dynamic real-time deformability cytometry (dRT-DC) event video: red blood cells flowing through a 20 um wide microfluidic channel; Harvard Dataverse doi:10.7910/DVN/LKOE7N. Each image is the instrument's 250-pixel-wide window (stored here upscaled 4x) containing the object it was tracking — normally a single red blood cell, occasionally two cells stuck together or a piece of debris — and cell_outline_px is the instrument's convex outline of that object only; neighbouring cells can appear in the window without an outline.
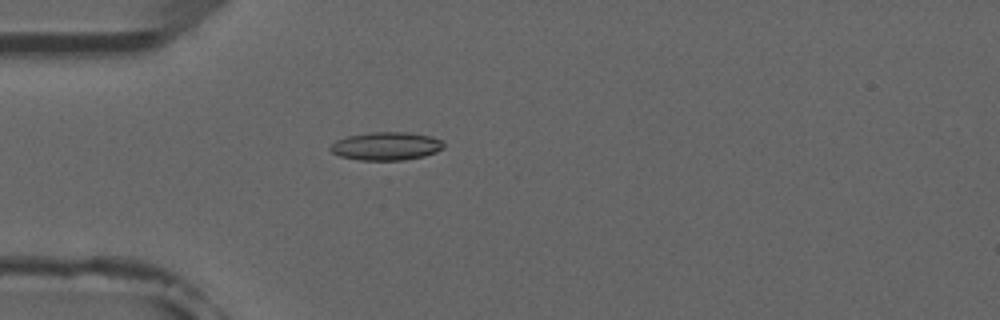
{"species": "common noctule bat (a hibernating species)", "species_latin": "Nyctalus noctula", "temperature_condition": "room temperature", "stored_images_in_passage": 5, "camera_frame_rate_fps": 3000, "um_per_image_px": 0.085, "animal": {"sex": "male", "forearm_length_mm": 52.5}, "frame": {"image": 1, "passage_image": 5, "time_ms": 4.667, "image_size_px": [1000, 320], "cell_outline_px": [[444, 148], [436, 152], [424, 156], [404, 160], [360, 160], [340, 156], [332, 152], [328, 148], [336, 140], [348, 136], [372, 132], [404, 132], [432, 136], [444, 140]], "centroid_in_image_um": [32.86, 12.42], "position_along_channel_um": 52.1, "area_um2": 18.67}}